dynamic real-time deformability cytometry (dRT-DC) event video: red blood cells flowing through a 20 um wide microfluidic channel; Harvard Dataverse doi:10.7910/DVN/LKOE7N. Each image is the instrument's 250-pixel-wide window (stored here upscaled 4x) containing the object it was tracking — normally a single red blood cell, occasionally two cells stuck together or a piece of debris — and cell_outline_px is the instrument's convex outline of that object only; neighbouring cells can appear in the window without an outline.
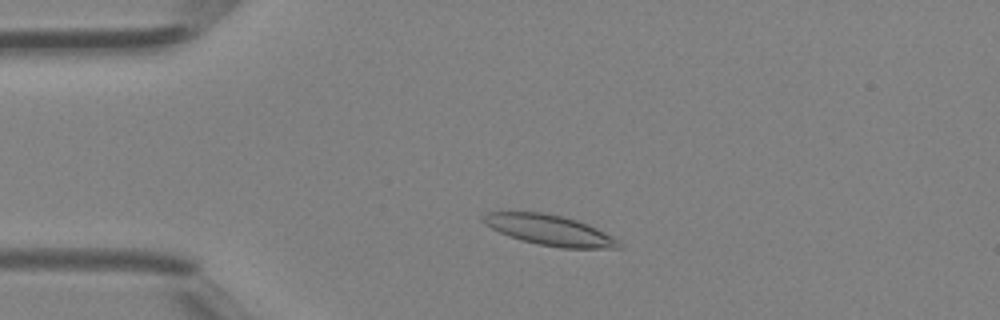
{"species": "Egyptian fruit bat (a non-hibernating species)", "species_latin": "Rousettus aegyptiacus", "temperature_condition": "room temperature", "stored_images_in_passage": 40, "camera_frame_rate_fps": 3000, "um_per_image_px": 0.085, "animal": {"sex": "female"}, "frame": {"image": 1, "passage_image": 7, "time_ms": 2.0, "image_size_px": [1000, 320], "cell_outline_px": [[624, 244], [620, 248], [560, 248], [520, 240], [500, 232], [484, 224], [480, 220], [480, 216], [488, 212], [544, 212], [576, 220], [588, 224], [612, 236]], "centroid_in_image_um": [46.7, 19.56], "position_along_channel_um": 38.3, "area_um2": 23.99}}
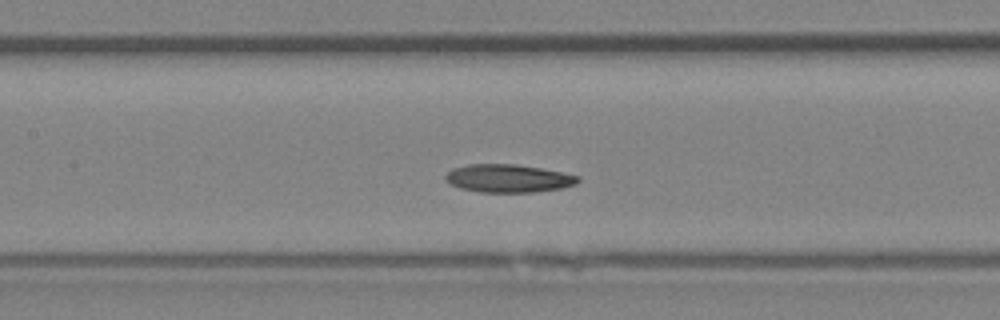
{"frame": {"image": 2, "passage_image": 17, "time_ms": 5.333, "image_size_px": [1000, 320], "cell_outline_px": [[580, 180], [576, 184], [560, 188], [536, 192], [480, 192], [460, 188], [448, 184], [444, 180], [444, 176], [452, 168], [468, 164], [516, 164], [540, 168], [580, 176]], "centroid_in_image_um": [43.16, 15.16], "position_along_channel_um": 164.2, "area_um2": 21.73}}
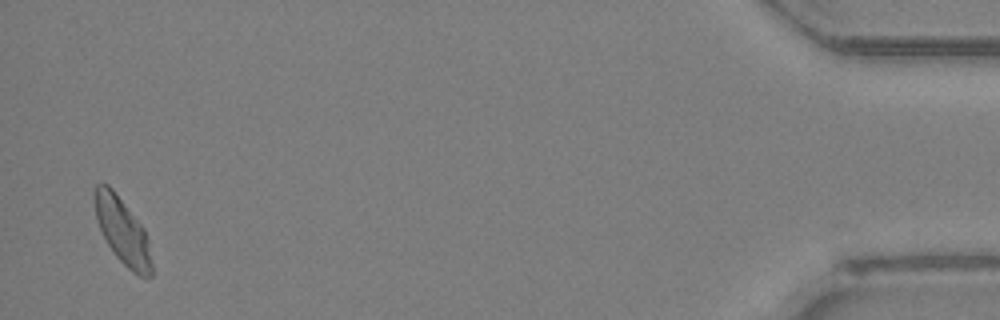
{"frame": {"image": 3, "passage_image": 39, "time_ms": 12.667, "image_size_px": [1000, 320], "cell_outline_px": [[152, 276], [140, 276], [132, 272], [116, 256], [108, 244], [100, 228], [96, 216], [92, 196], [92, 192], [96, 184], [108, 184], [112, 188], [144, 228], [148, 240], [152, 264]], "centroid_in_image_um": [10.39, 19.61], "position_along_channel_um": 424.8, "area_um2": 21.85}}